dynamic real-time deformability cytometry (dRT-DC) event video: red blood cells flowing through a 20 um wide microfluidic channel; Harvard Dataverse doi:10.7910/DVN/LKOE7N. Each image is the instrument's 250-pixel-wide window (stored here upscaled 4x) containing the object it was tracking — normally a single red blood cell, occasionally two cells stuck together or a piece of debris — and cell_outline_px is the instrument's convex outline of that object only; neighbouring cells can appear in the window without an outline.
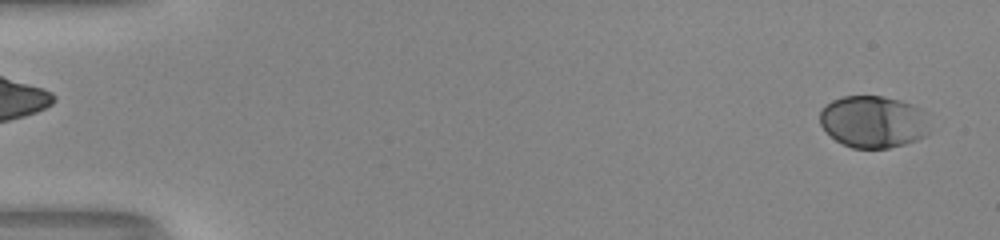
{"species": "human", "species_latin": "Homo sapiens", "temperature_condition": "room temperature", "stored_images_in_passage": 53, "camera_frame_rate_fps": 3000, "um_per_image_px": 0.085, "donor": {"sex": "male"}, "frame": {"image": 1, "passage_image": 2, "time_ms": 0.333, "image_size_px": [1000, 240], "cell_outline_px": [[924, 136], [916, 140], [904, 144], [888, 148], [852, 148], [836, 140], [820, 124], [820, 112], [832, 100], [844, 96], [880, 96], [912, 104], [920, 108]], "centroid_in_image_um": [74.12, 10.35], "position_along_channel_um": 10.9, "area_um2": 32.14}}
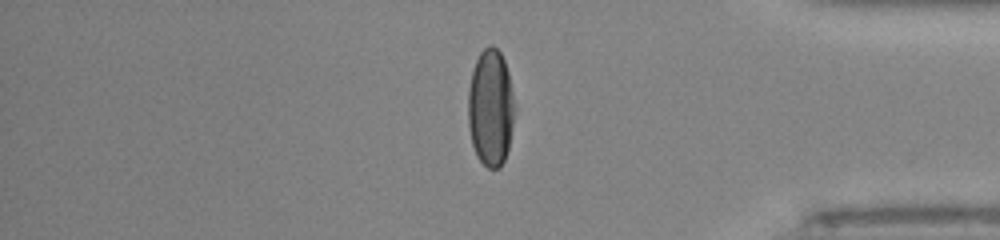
{"frame": {"image": 2, "passage_image": 45, "time_ms": 14.667, "image_size_px": [1000, 240], "cell_outline_px": [[512, 124], [508, 148], [504, 160], [500, 168], [488, 168], [476, 156], [472, 144], [468, 124], [468, 88], [472, 72], [476, 60], [480, 52], [484, 48], [492, 44], [500, 52], [504, 60], [508, 72], [512, 96]], "centroid_in_image_um": [41.66, 9.16], "position_along_channel_um": 393.5, "area_um2": 31.27}}
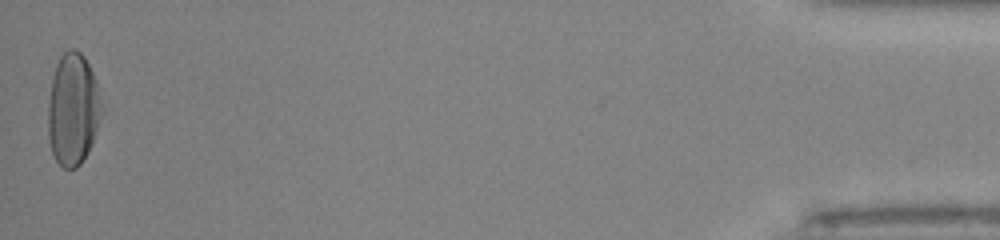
{"frame": {"image": 3, "passage_image": 53, "time_ms": 17.333, "image_size_px": [1000, 240], "cell_outline_px": [[104, 112], [88, 152], [80, 164], [76, 168], [64, 168], [56, 160], [52, 152], [48, 136], [48, 104], [52, 76], [56, 64], [60, 56], [68, 48], [72, 48], [80, 52], [84, 56], [96, 80], [104, 108]], "centroid_in_image_um": [6.22, 9.28], "position_along_channel_um": 429.0, "area_um2": 35.37}, "authors_computed_cell_mechanics": {"area_um2": 33.4084, "velocity_mm_per_s": 3.9867, "shape_relaxation_time_tau1_ms": 3.5209, "shape_relaxation_time_tau2_ms": null, "deformation_change_tau1": 0.1839, "deformation_change_tau2": null}}